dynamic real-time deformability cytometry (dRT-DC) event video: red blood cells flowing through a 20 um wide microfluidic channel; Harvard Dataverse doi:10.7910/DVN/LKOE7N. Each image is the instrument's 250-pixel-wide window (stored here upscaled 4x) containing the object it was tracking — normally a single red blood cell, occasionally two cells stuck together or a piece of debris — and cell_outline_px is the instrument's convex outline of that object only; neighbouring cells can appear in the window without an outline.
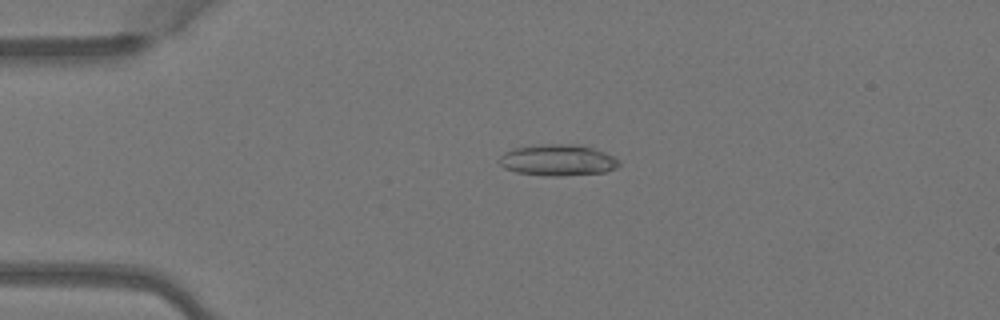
{"species": "Egyptian fruit bat (a non-hibernating species)", "species_latin": "Rousettus aegyptiacus", "temperature_condition": "warm", "stored_images_in_passage": 5, "camera_frame_rate_fps": 3000, "um_per_image_px": 0.085, "animal": {"sex": "female"}, "frame": {"image": 1, "passage_image": 3, "time_ms": 0.667, "image_size_px": [1000, 320], "cell_outline_px": [[620, 164], [616, 168], [604, 172], [560, 176], [548, 176], [516, 172], [504, 168], [500, 164], [500, 156], [504, 152], [512, 148], [544, 144], [580, 144], [604, 152], [620, 160]], "centroid_in_image_um": [47.41, 13.61], "position_along_channel_um": 37.6, "area_um2": 21.85}}